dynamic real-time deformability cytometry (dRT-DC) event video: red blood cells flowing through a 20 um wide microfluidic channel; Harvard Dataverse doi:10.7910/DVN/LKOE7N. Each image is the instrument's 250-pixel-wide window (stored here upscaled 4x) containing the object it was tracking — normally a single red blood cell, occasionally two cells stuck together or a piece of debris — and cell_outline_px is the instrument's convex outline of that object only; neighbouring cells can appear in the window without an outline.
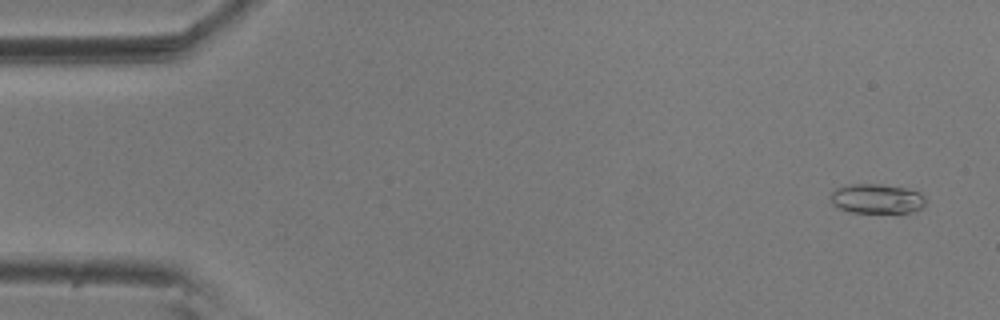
{"species": "common noctule bat (a hibernating species)", "species_latin": "Nyctalus noctula", "temperature_condition": "room temperature", "stored_images_in_passage": 9, "camera_frame_rate_fps": 3000, "um_per_image_px": 0.085, "animal": {"sex": "male", "body_mass_g": 20.5, "forearm_length_mm": 52.5}, "frame": {"image": 1, "passage_image": 3, "time_ms": 0.667, "image_size_px": [1000, 320], "cell_outline_px": [[924, 204], [920, 208], [912, 212], [848, 212], [832, 204], [832, 192], [836, 188], [852, 184], [880, 184], [904, 188], [920, 192], [924, 196]], "centroid_in_image_um": [74.52, 16.89], "position_along_channel_um": 10.5, "area_um2": 16.13}}